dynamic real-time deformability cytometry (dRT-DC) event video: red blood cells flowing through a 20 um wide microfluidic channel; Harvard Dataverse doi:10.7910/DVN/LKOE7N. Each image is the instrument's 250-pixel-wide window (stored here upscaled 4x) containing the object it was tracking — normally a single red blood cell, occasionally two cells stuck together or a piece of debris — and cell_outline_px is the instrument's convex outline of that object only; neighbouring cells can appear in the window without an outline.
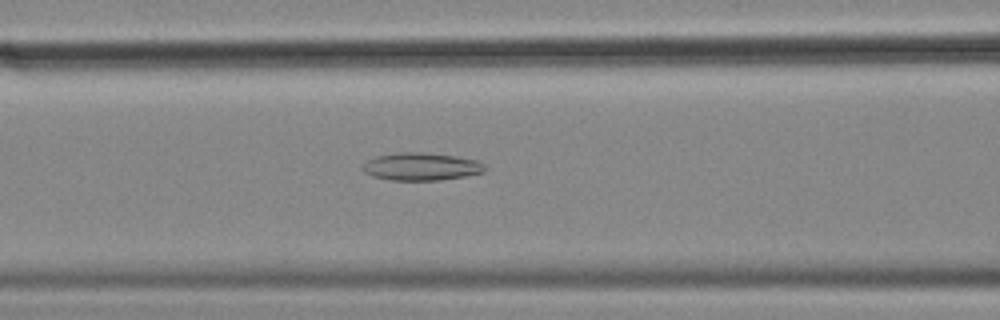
{"species": "common noctule bat (a hibernating species)", "species_latin": "Nyctalus noctula", "temperature_condition": "cold", "stored_images_in_passage": 41, "camera_frame_rate_fps": 3000, "um_per_image_px": 0.085, "animal": {"sex": "female", "body_mass_g": 18.4}, "frame": {"image": 1, "passage_image": 8, "time_ms": 2.333, "image_size_px": [1000, 320], "cell_outline_px": [[484, 172], [464, 176], [440, 180], [392, 180], [372, 176], [364, 172], [364, 164], [368, 160], [376, 156], [396, 152], [424, 152], [456, 156], [476, 160], [484, 164]], "centroid_in_image_um": [35.8, 14.15], "position_along_channel_um": 130.8, "area_um2": 19.59}}
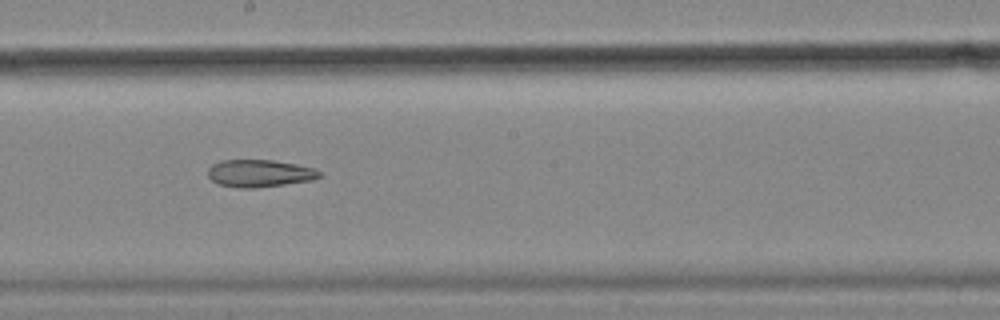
{"frame": {"image": 2, "passage_image": 16, "time_ms": 5.0, "image_size_px": [1000, 320], "cell_outline_px": [[320, 176], [312, 180], [256, 188], [240, 188], [216, 184], [208, 176], [208, 168], [212, 164], [220, 160], [272, 160], [296, 164], [316, 168], [320, 172]], "centroid_in_image_um": [22.03, 14.73], "position_along_channel_um": 226.2, "area_um2": 17.86}}
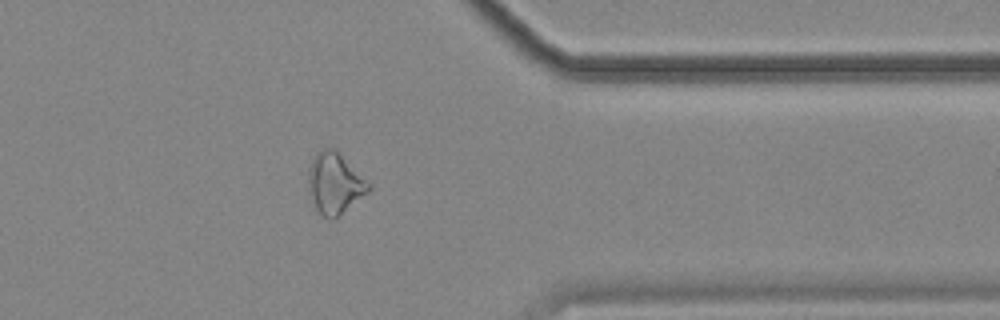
{"frame": {"image": 3, "passage_image": 30, "time_ms": 9.667, "image_size_px": [1000, 320], "cell_outline_px": [[372, 188], [368, 192], [332, 220], [324, 216], [316, 208], [308, 192], [308, 168], [316, 152], [324, 148], [336, 148], [372, 184]], "centroid_in_image_um": [28.46, 15.53], "position_along_channel_um": 382.9, "area_um2": 21.56}}